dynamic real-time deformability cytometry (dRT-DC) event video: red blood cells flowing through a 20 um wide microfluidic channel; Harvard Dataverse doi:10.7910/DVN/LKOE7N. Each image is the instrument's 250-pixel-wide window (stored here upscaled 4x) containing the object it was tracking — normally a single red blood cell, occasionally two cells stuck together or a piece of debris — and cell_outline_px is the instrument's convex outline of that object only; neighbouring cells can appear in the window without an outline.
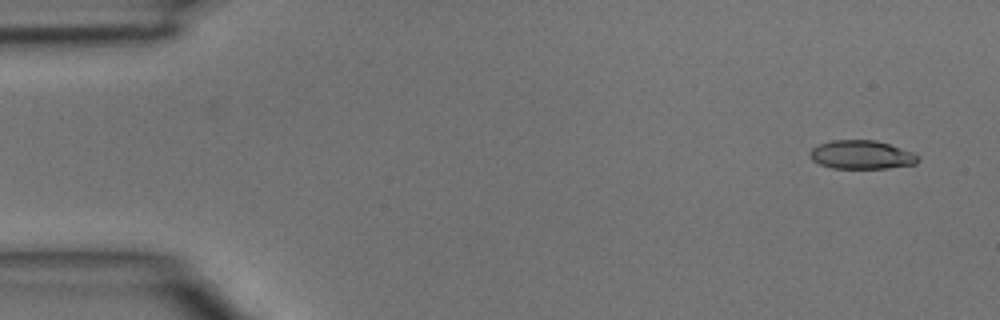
{"species": "common noctule bat (a hibernating species)", "species_latin": "Nyctalus noctula", "temperature_condition": "room temperature", "stored_images_in_passage": 4, "camera_frame_rate_fps": 3000, "um_per_image_px": 0.085, "animal": {"sex": "male", "body_mass_g": 15.6}, "frame": {"image": 1, "passage_image": 1, "time_ms": 0.0, "image_size_px": [1000, 320], "cell_outline_px": [[920, 160], [916, 164], [888, 168], [832, 168], [820, 164], [812, 160], [808, 156], [808, 152], [812, 148], [820, 144], [832, 140], [876, 140], [912, 152], [920, 156]], "centroid_in_image_um": [73.22, 13.16], "position_along_channel_um": 11.8, "area_um2": 18.09}}
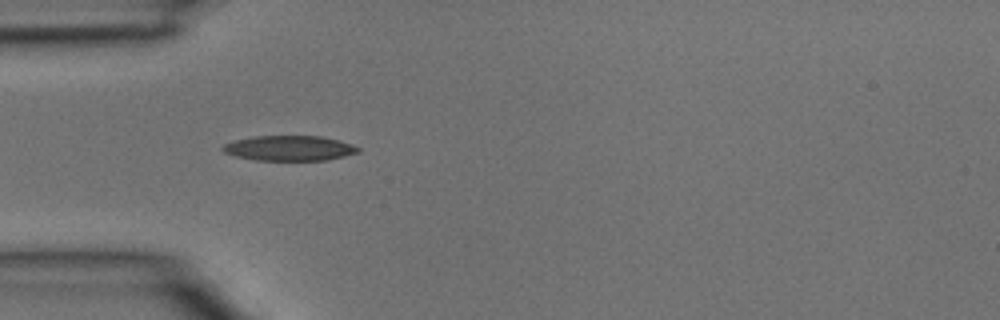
{"frame": {"image": 2, "passage_image": 3, "time_ms": 0.667, "image_size_px": [1000, 320], "cell_outline_px": [[360, 152], [328, 160], [256, 160], [236, 156], [224, 152], [220, 148], [224, 144], [236, 140], [252, 136], [320, 136], [352, 144], [360, 148]], "centroid_in_image_um": [24.59, 12.59], "position_along_channel_um": 60.4, "area_um2": 19.71}}